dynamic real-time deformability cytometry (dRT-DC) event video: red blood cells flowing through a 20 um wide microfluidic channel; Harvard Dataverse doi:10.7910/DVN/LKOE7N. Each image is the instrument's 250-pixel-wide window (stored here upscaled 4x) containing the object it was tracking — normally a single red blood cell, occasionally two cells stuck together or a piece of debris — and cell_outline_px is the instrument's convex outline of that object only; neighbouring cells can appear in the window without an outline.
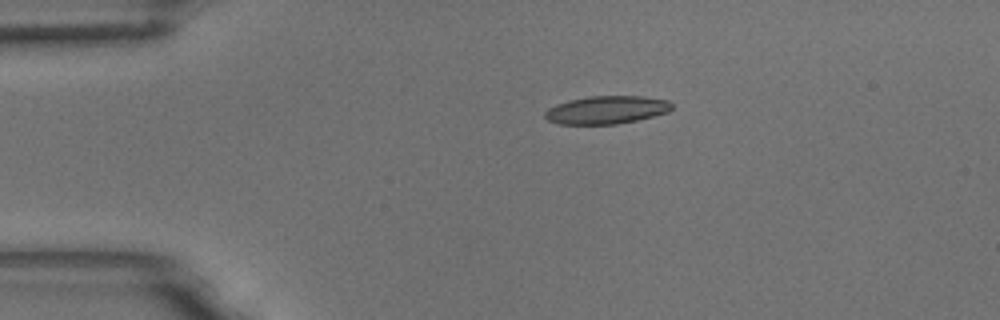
{"species": "common noctule bat (a hibernating species)", "species_latin": "Nyctalus noctula", "temperature_condition": "room temperature", "stored_images_in_passage": 3, "camera_frame_rate_fps": 3000, "um_per_image_px": 0.085, "animal": {"sex": "male", "body_mass_g": 18.8}, "frame": {"image": 1, "passage_image": 1, "time_ms": 0.0, "image_size_px": [1000, 320], "cell_outline_px": [[672, 108], [668, 112], [636, 120], [616, 124], [560, 124], [548, 120], [544, 116], [544, 112], [548, 108], [556, 104], [568, 100], [588, 96], [644, 96], [668, 100], [672, 104]], "centroid_in_image_um": [51.54, 9.33], "position_along_channel_um": 33.5, "area_um2": 20.69}}
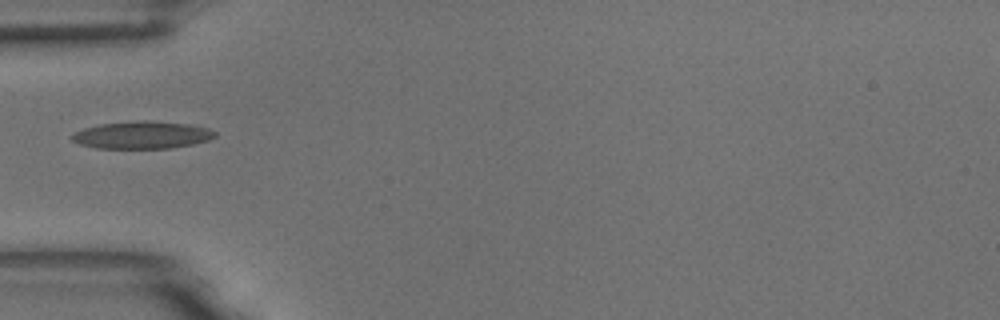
{"frame": {"image": 2, "passage_image": 3, "time_ms": 0.667, "image_size_px": [1000, 320], "cell_outline_px": [[216, 136], [208, 140], [192, 144], [168, 148], [96, 148], [80, 144], [72, 140], [68, 136], [84, 128], [100, 124], [144, 120], [148, 120], [192, 124], [208, 128], [216, 132]], "centroid_in_image_um": [12.08, 11.47], "position_along_channel_um": 72.9, "area_um2": 22.83}}